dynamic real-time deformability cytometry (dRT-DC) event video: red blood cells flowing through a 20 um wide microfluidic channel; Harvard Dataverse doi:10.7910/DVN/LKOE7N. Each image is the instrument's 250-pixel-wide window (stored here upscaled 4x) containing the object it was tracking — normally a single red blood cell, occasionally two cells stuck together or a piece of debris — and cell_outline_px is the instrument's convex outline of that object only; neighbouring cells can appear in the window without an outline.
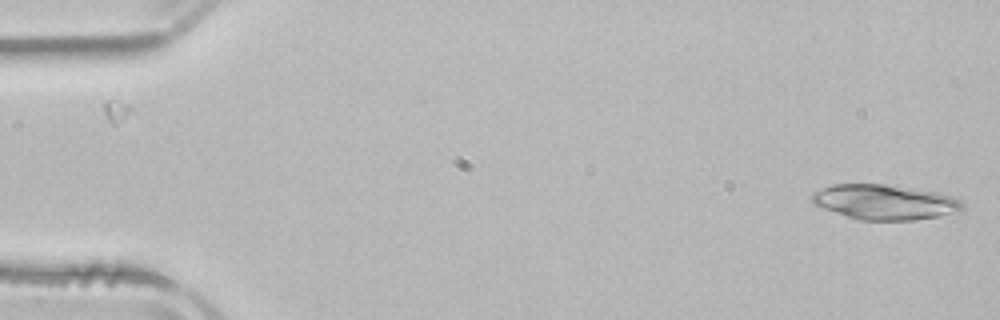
{"species": "common noctule bat (a hibernating species)", "species_latin": "Nyctalus noctula", "temperature_condition": "room temperature", "stored_images_in_passage": 3, "camera_frame_rate_fps": 3000, "um_per_image_px": 0.085, "animal": {"sex": "male", "body_mass_g": 21.5, "forearm_length_mm": 52.0}, "frame": {"image": 1, "passage_image": 1, "time_ms": 0.0, "image_size_px": [1000, 320], "cell_outline_px": [[964, 208], [960, 212], [912, 220], [860, 220], [824, 208], [816, 204], [812, 200], [812, 192], [832, 184], [888, 184], [936, 192], [952, 196], [960, 200], [964, 204]], "centroid_in_image_um": [75.24, 17.17], "position_along_channel_um": 9.8, "area_um2": 30.52}}